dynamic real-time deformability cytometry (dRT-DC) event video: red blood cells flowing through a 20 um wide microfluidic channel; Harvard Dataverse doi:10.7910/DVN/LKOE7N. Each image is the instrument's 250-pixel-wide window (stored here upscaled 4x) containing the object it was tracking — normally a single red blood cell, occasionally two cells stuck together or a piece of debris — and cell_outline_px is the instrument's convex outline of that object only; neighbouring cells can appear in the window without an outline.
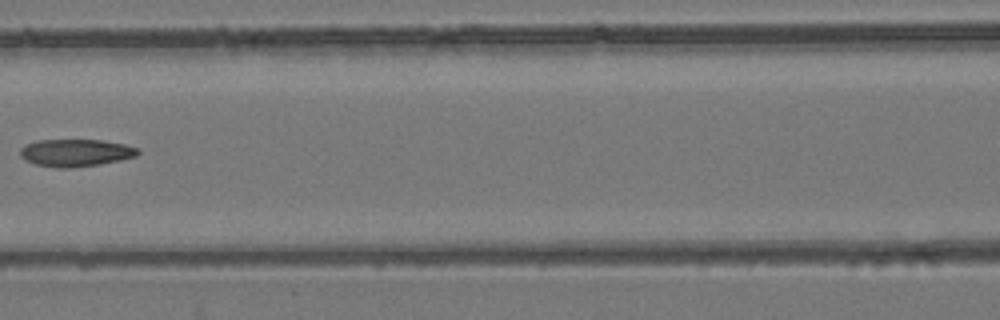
{"species": "common noctule bat (a hibernating species)", "species_latin": "Nyctalus noctula", "temperature_condition": "room temperature", "stored_images_in_passage": 8, "camera_frame_rate_fps": 3000, "um_per_image_px": 0.085, "animal": {"sex": "female", "body_mass_g": 24.6, "forearm_length_mm": 56.2}, "frame": {"image": 1, "passage_image": 7, "time_ms": 2.0, "image_size_px": [1000, 320], "cell_outline_px": [[140, 152], [136, 156], [120, 160], [100, 164], [72, 168], [56, 168], [36, 164], [24, 160], [20, 156], [20, 148], [24, 144], [36, 140], [104, 140], [124, 144], [140, 148]], "centroid_in_image_um": [6.42, 12.98], "position_along_channel_um": 160.2, "area_um2": 19.02}}
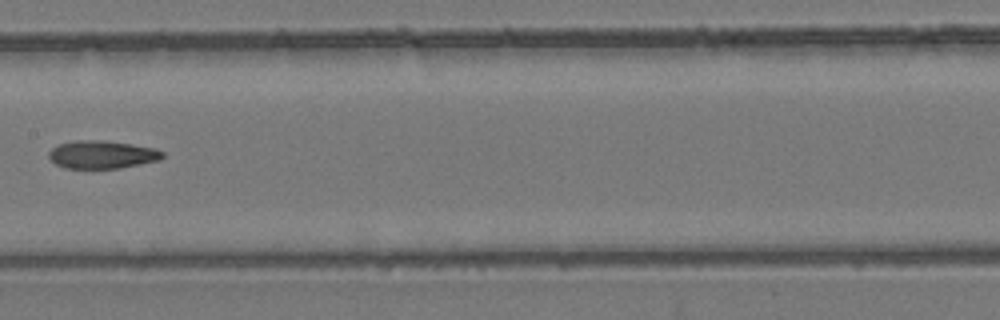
{"frame": {"image": 2, "passage_image": 8, "time_ms": 2.333, "image_size_px": [1000, 320], "cell_outline_px": [[164, 156], [160, 160], [120, 168], [64, 168], [56, 164], [48, 156], [48, 152], [56, 144], [76, 140], [104, 140], [156, 148], [164, 152]], "centroid_in_image_um": [8.67, 13.13], "position_along_channel_um": 198.7, "area_um2": 18.61}}